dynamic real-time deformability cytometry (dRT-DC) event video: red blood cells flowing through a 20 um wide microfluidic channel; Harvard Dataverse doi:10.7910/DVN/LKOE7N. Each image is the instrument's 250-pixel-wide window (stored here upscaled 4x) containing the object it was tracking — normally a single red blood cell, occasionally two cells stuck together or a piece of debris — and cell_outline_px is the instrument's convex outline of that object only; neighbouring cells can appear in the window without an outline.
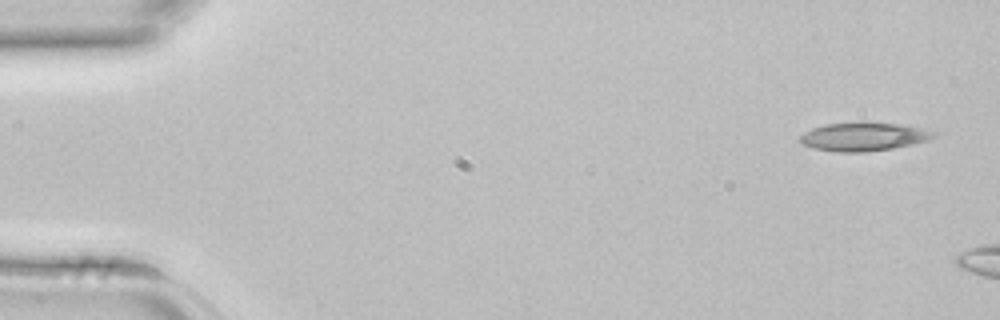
{"species": "common noctule bat (a hibernating species)", "species_latin": "Nyctalus noctula", "temperature_condition": "room temperature", "stored_images_in_passage": 2, "camera_frame_rate_fps": 3000, "um_per_image_px": 0.085, "animal": {"sex": "female", "body_mass_g": 22.7, "forearm_length_mm": 54.2}, "frame": {"image": 1, "passage_image": 1, "time_ms": 0.0, "image_size_px": [1000, 320], "cell_outline_px": [[936, 136], [928, 140], [912, 144], [892, 148], [864, 152], [836, 152], [812, 148], [800, 144], [800, 136], [804, 132], [812, 128], [824, 124], [860, 120], [868, 120], [900, 124], [924, 128], [936, 132]], "centroid_in_image_um": [73.39, 11.58], "position_along_channel_um": 11.6, "area_um2": 22.95}}